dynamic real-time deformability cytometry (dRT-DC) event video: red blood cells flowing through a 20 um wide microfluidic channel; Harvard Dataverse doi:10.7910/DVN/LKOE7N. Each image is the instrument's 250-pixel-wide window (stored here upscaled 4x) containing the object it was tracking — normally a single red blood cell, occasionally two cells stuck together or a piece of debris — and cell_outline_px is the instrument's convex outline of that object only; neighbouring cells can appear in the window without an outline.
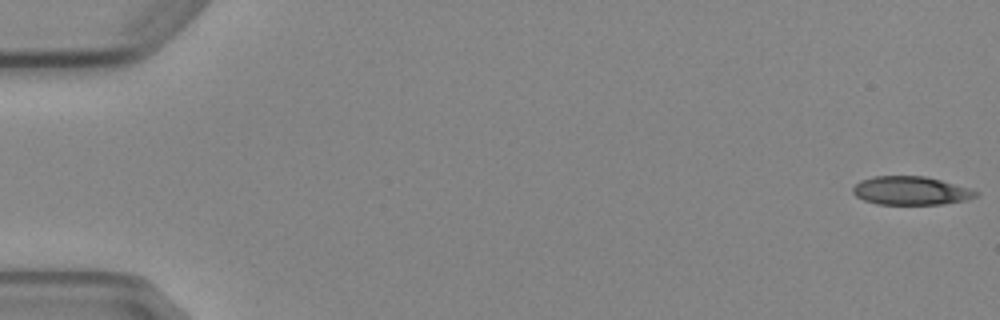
{"species": "Egyptian fruit bat (a non-hibernating species)", "species_latin": "Rousettus aegyptiacus", "temperature_condition": "cold", "stored_images_in_passage": 6, "camera_frame_rate_fps": 3000, "um_per_image_px": 0.085, "animal": {"sex": "female"}, "frame": {"image": 1, "passage_image": 1, "time_ms": 0.0, "image_size_px": [1000, 320], "cell_outline_px": [[980, 192], [976, 196], [968, 200], [944, 204], [876, 204], [864, 200], [856, 196], [852, 192], [852, 188], [860, 180], [872, 176], [924, 176], [940, 180], [968, 188]], "centroid_in_image_um": [77.4, 16.21], "position_along_channel_um": 7.6, "area_um2": 20.4}}
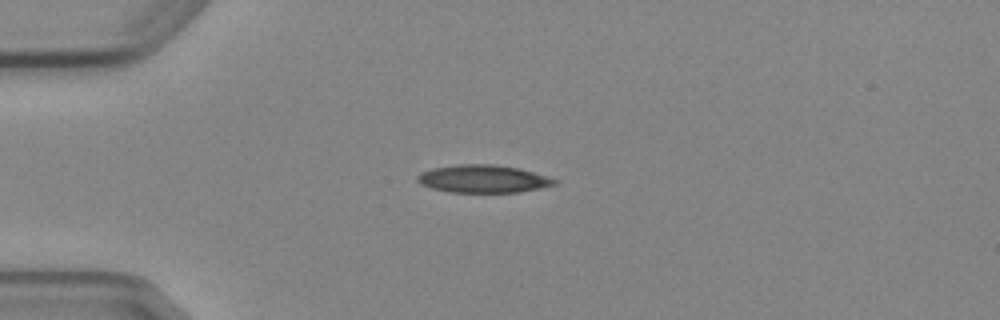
{"frame": {"image": 2, "passage_image": 4, "time_ms": 4.333, "image_size_px": [1000, 320], "cell_outline_px": [[556, 184], [540, 188], [520, 192], [452, 192], [432, 188], [420, 184], [416, 180], [416, 176], [420, 172], [432, 168], [456, 164], [496, 164], [520, 168], [556, 180]], "centroid_in_image_um": [41.01, 15.19], "position_along_channel_um": 44.0, "area_um2": 22.14}}
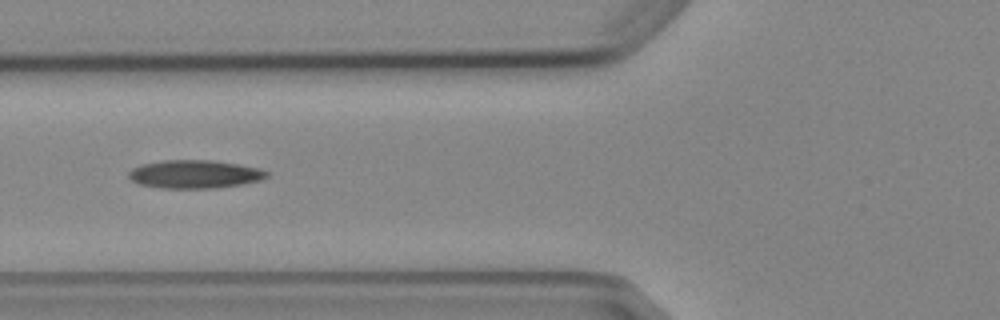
{"frame": {"image": 3, "passage_image": 6, "time_ms": 6.667, "image_size_px": [1000, 320], "cell_outline_px": [[268, 176], [260, 180], [244, 184], [216, 188], [164, 188], [140, 184], [132, 180], [128, 176], [128, 172], [132, 168], [140, 164], [160, 160], [212, 160], [240, 164], [260, 168], [268, 172]], "centroid_in_image_um": [16.56, 14.79], "position_along_channel_um": 109.2, "area_um2": 22.89}}